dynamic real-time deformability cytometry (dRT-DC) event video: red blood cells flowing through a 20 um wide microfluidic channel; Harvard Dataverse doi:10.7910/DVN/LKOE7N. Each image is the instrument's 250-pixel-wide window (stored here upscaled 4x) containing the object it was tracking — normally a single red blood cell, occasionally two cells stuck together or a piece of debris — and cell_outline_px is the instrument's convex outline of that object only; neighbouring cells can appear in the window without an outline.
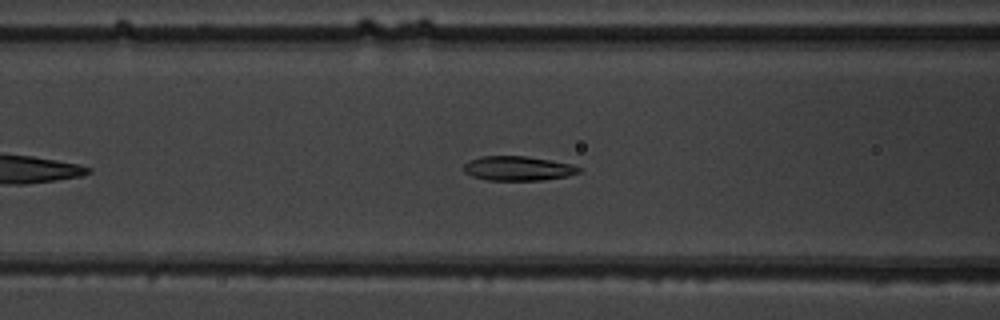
{"species": "common noctule bat (a hibernating species)", "species_latin": "Nyctalus noctula", "temperature_condition": "warm", "stored_images_in_passage": 40, "camera_frame_rate_fps": 3000, "um_per_image_px": 0.085, "animal": {"sex": "male", "body_mass_g": 19.5, "forearm_length_mm": 54.6}, "frame": {"image": 1, "passage_image": 10, "time_ms": 3.0, "image_size_px": [1000, 320], "cell_outline_px": [[580, 172], [568, 176], [544, 180], [484, 180], [472, 176], [464, 172], [464, 164], [480, 156], [524, 156], [572, 164], [580, 168]], "centroid_in_image_um": [44.02, 14.32], "position_along_channel_um": 122.6, "area_um2": 16.3}}
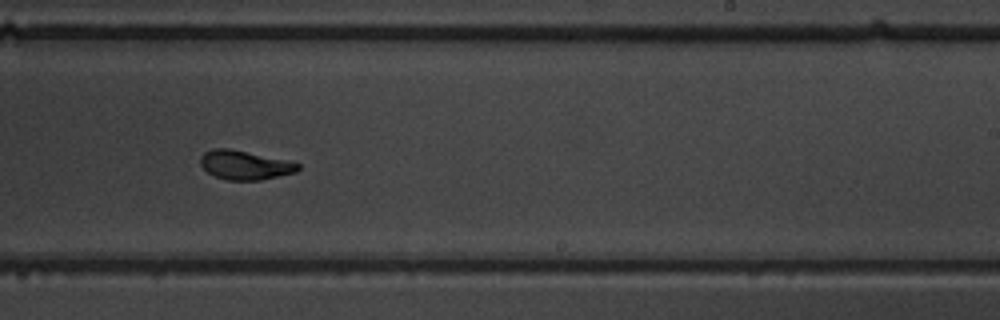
{"frame": {"image": 2, "passage_image": 21, "time_ms": 6.667, "image_size_px": [1000, 320], "cell_outline_px": [[300, 168], [296, 172], [260, 180], [228, 180], [216, 176], [208, 172], [200, 164], [200, 156], [204, 152], [212, 148], [228, 148], [284, 160], [300, 164]], "centroid_in_image_um": [20.77, 14.03], "position_along_channel_um": 268.2, "area_um2": 16.24}}
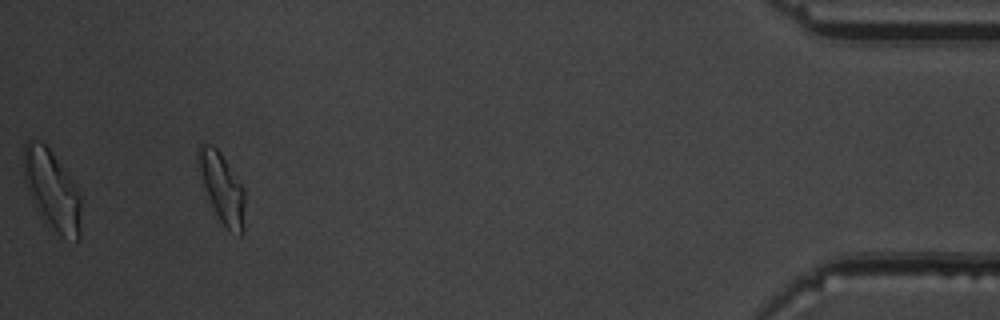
{"frame": {"image": 3, "passage_image": 37, "time_ms": 12.0, "image_size_px": [1000, 320], "cell_outline_px": [[244, 228], [240, 236], [228, 232], [220, 220], [208, 196], [200, 176], [196, 160], [196, 152], [200, 144], [208, 144], [216, 148], [220, 152], [244, 188]], "centroid_in_image_um": [18.87, 15.98], "position_along_channel_um": 416.3, "area_um2": 18.84}, "authors_computed_cell_mechanics": {"area_um2": 16.9643, "velocity_mm_per_s": 3.9863, "shape_relaxation_time_tau1_ms": 3.1921, "shape_relaxation_time_tau2_ms": 0.8657, "deformation_change_tau1": 0.1839, "deformation_change_tau2": 0.0839}}